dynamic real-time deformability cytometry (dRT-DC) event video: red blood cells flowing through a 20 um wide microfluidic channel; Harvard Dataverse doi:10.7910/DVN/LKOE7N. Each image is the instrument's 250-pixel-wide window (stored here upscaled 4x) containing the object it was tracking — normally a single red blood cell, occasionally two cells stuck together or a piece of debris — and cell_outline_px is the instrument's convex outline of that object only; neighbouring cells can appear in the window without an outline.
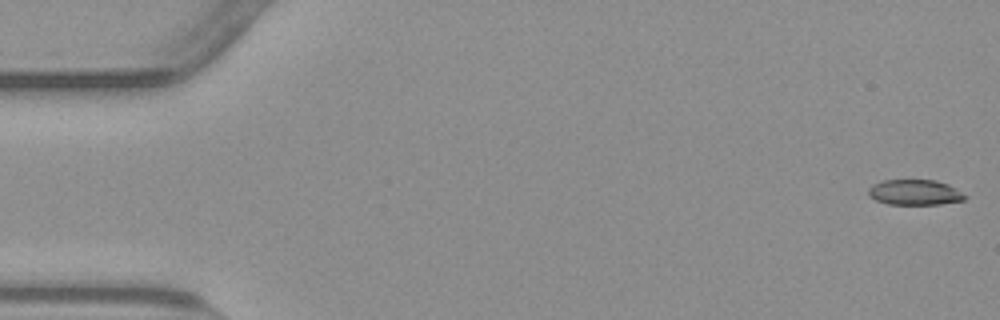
{"species": "common noctule bat (a hibernating species)", "species_latin": "Nyctalus noctula", "temperature_condition": "warm", "stored_images_in_passage": 55, "camera_frame_rate_fps": 3000, "um_per_image_px": 0.085, "animal": {"sex": "male", "body_mass_g": 23.1, "forearm_length_mm": 52.7}, "frame": {"image": 1, "passage_image": 1, "time_ms": 0.0, "image_size_px": [1000, 320], "cell_outline_px": [[968, 196], [964, 200], [940, 204], [888, 204], [876, 200], [868, 196], [868, 188], [872, 184], [884, 180], [936, 180], [948, 184]], "centroid_in_image_um": [77.74, 16.35], "position_along_channel_um": 7.3, "area_um2": 14.33}}
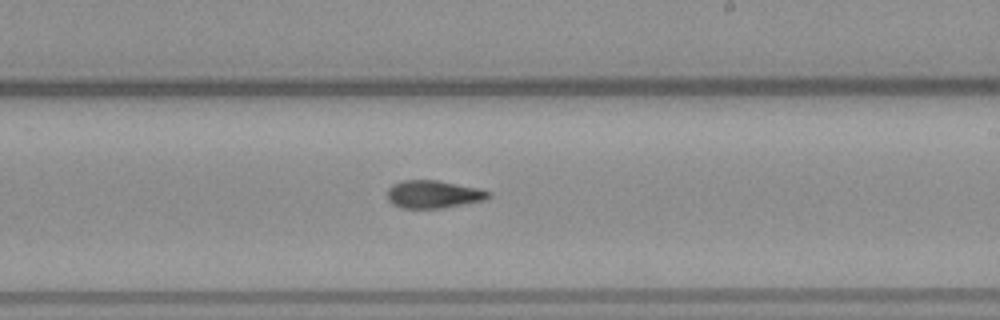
{"frame": {"image": 2, "passage_image": 32, "time_ms": 10.333, "image_size_px": [1000, 320], "cell_outline_px": [[492, 196], [484, 200], [440, 208], [400, 208], [392, 204], [388, 200], [388, 188], [392, 184], [404, 180], [436, 180], [476, 188], [492, 192]], "centroid_in_image_um": [36.81, 16.51], "position_along_channel_um": 252.2, "area_um2": 16.24}}
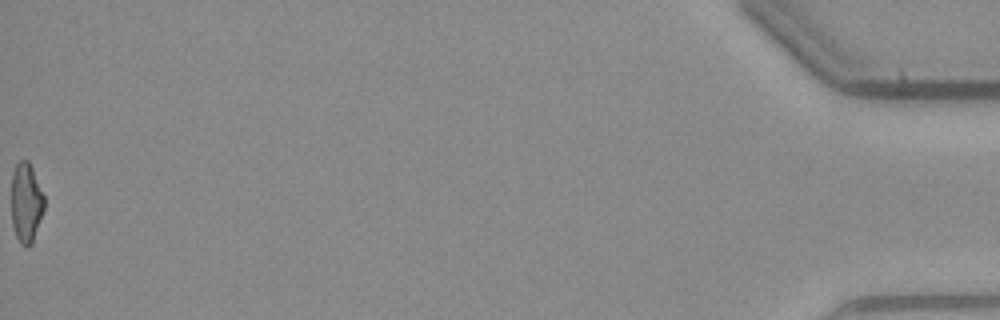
{"frame": {"image": 3, "passage_image": 55, "time_ms": 18.0, "image_size_px": [1000, 320], "cell_outline_px": [[44, 208], [32, 244], [28, 248], [20, 244], [16, 236], [12, 224], [12, 172], [16, 164], [20, 160], [28, 160], [32, 168], [44, 196]], "centroid_in_image_um": [2.21, 17.25], "position_along_channel_um": 433.0, "area_um2": 15.2}, "authors_computed_cell_mechanics": {"area_um2": 15.895, "velocity_mm_per_s": 3.8065, "shape_relaxation_time_tau1_ms": null, "shape_relaxation_time_tau2_ms": 5.1973, "deformation_change_tau1": null, "deformation_change_tau2": 0.1304}}